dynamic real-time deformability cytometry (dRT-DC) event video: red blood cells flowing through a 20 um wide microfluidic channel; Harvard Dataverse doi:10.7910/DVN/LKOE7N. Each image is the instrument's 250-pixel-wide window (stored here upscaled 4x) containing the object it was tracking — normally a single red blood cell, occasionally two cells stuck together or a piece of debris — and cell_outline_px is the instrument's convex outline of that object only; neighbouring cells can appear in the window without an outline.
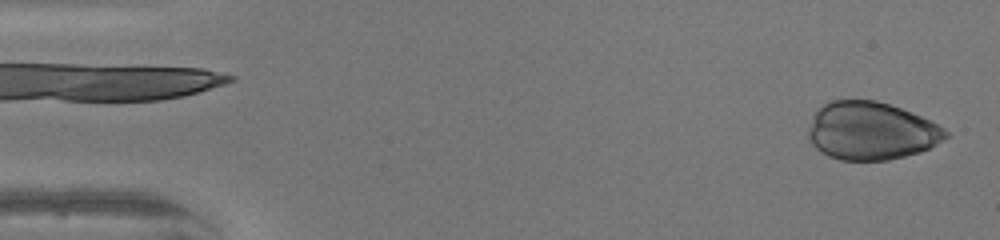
{"species": "human", "species_latin": "Homo sapiens", "temperature_condition": "warm", "stored_images_in_passage": 37, "camera_frame_rate_fps": 3000, "um_per_image_px": 0.085, "donor": {"sex": "female"}, "frame": {"image": 1, "passage_image": 1, "time_ms": 0.0, "image_size_px": [1000, 240], "cell_outline_px": [[948, 136], [936, 144], [920, 152], [888, 160], [840, 160], [828, 156], [816, 148], [812, 144], [808, 136], [808, 128], [816, 112], [828, 100], [876, 100], [900, 108], [920, 116], [944, 128], [948, 132]], "centroid_in_image_um": [74.02, 11.13], "position_along_channel_um": 11.0, "area_um2": 46.01}}
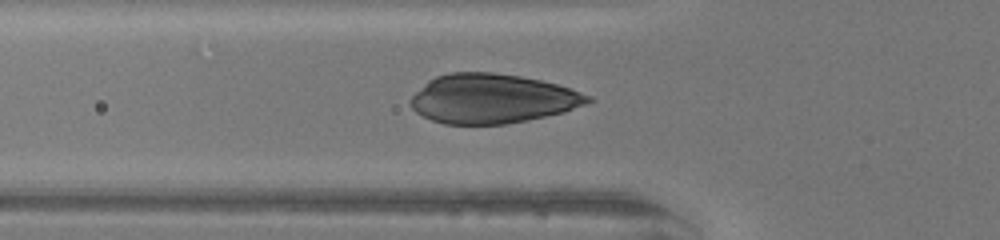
{"frame": {"image": 2, "passage_image": 16, "time_ms": 5.0, "image_size_px": [1000, 240], "cell_outline_px": [[596, 100], [564, 112], [528, 120], [504, 124], [444, 124], [432, 120], [416, 112], [408, 104], [408, 100], [428, 80], [436, 76], [448, 72], [492, 72], [520, 76], [540, 80], [556, 84], [592, 96]], "centroid_in_image_um": [41.83, 8.38], "position_along_channel_um": 84.0, "area_um2": 51.04}}
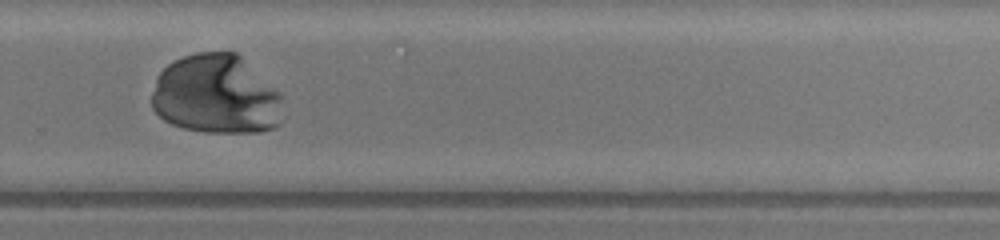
{"frame": {"image": 3, "passage_image": 32, "time_ms": 10.333, "image_size_px": [1000, 240], "cell_outline_px": [[280, 124], [276, 128], [260, 132], [204, 132], [184, 128], [172, 124], [164, 120], [152, 108], [152, 92], [156, 76], [172, 60], [196, 52], [236, 52], [280, 92]], "centroid_in_image_um": [18.35, 8.05], "position_along_channel_um": 311.5, "area_um2": 60.81}}